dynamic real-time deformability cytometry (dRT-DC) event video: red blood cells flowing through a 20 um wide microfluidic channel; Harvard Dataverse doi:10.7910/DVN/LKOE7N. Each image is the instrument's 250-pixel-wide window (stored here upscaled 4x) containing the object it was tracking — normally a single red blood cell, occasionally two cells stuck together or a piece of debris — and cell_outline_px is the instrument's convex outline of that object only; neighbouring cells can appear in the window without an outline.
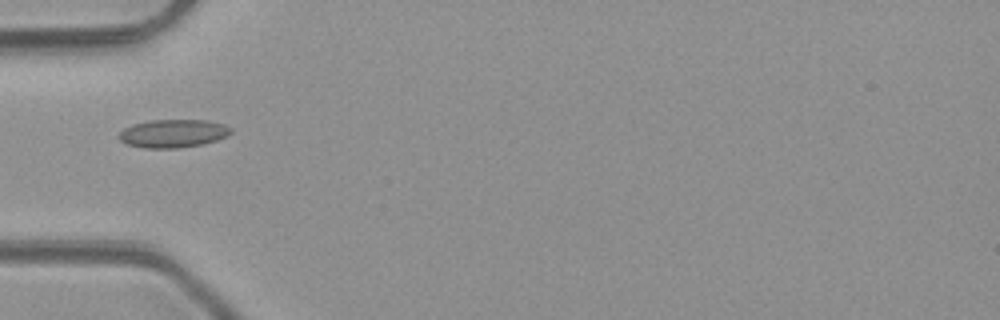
{"species": "common noctule bat (a hibernating species)", "species_latin": "Nyctalus noctula", "temperature_condition": "room temperature", "stored_images_in_passage": 2, "camera_frame_rate_fps": 3000, "um_per_image_px": 0.085, "animal": {"sex": "male", "body_mass_g": 23.1, "forearm_length_mm": 52.7}, "frame": {"image": 1, "passage_image": 2, "time_ms": 1.333, "image_size_px": [1000, 320], "cell_outline_px": [[232, 132], [228, 136], [216, 140], [200, 144], [176, 148], [144, 148], [128, 144], [120, 140], [120, 132], [124, 128], [132, 124], [148, 120], [208, 120], [224, 124], [232, 128]], "centroid_in_image_um": [14.73, 11.33], "position_along_channel_um": 70.3, "area_um2": 18.32}}